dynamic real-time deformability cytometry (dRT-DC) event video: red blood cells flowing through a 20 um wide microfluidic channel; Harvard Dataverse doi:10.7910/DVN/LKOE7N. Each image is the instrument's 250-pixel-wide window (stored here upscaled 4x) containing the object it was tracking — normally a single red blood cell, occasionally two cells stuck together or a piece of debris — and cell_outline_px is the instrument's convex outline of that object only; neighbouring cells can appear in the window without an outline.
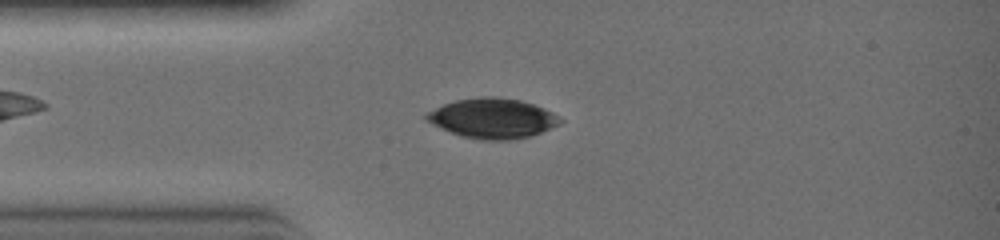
{"species": "common noctule bat (a hibernating species)", "species_latin": "Nyctalus noctula", "temperature_condition": "warm", "stored_images_in_passage": 31, "camera_frame_rate_fps": 3000, "um_per_image_px": 0.085, "animal": {"sex": "female", "body_mass_g": 19.0, "forearm_length_mm": 51.5}, "frame": {"image": 1, "passage_image": 7, "time_ms": 2.0, "image_size_px": [1000, 240], "cell_outline_px": [[564, 120], [560, 124], [532, 136], [512, 140], [480, 140], [460, 136], [440, 128], [424, 120], [424, 116], [428, 112], [444, 104], [456, 100], [484, 96], [492, 96], [520, 100], [544, 108], [552, 112]], "centroid_in_image_um": [41.87, 10.07], "position_along_channel_um": 43.1, "area_um2": 31.21}}
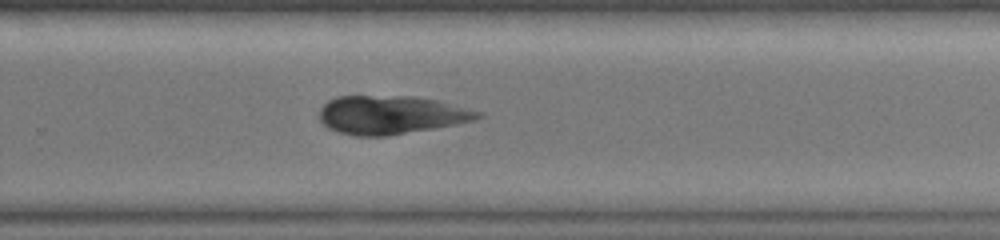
{"frame": {"image": 2, "passage_image": 20, "time_ms": 6.333, "image_size_px": [1000, 240], "cell_outline_px": [[484, 116], [476, 120], [456, 124], [384, 136], [356, 136], [340, 132], [328, 128], [320, 120], [320, 108], [328, 100], [336, 96], [416, 96], [440, 100], [484, 112]], "centroid_in_image_um": [33.28, 9.74], "position_along_channel_um": 296.5, "area_um2": 35.66}}
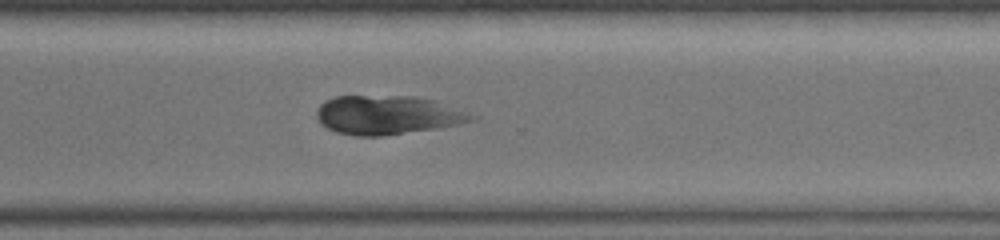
{"frame": {"image": 3, "passage_image": 22, "time_ms": 7.0, "image_size_px": [1000, 240], "cell_outline_px": [[484, 116], [480, 120], [460, 124], [436, 128], [380, 136], [356, 136], [336, 132], [328, 128], [316, 116], [316, 112], [320, 104], [324, 100], [336, 96], [416, 96], [436, 100]], "centroid_in_image_um": [33.08, 9.76], "position_along_channel_um": 337.5, "area_um2": 35.66}}